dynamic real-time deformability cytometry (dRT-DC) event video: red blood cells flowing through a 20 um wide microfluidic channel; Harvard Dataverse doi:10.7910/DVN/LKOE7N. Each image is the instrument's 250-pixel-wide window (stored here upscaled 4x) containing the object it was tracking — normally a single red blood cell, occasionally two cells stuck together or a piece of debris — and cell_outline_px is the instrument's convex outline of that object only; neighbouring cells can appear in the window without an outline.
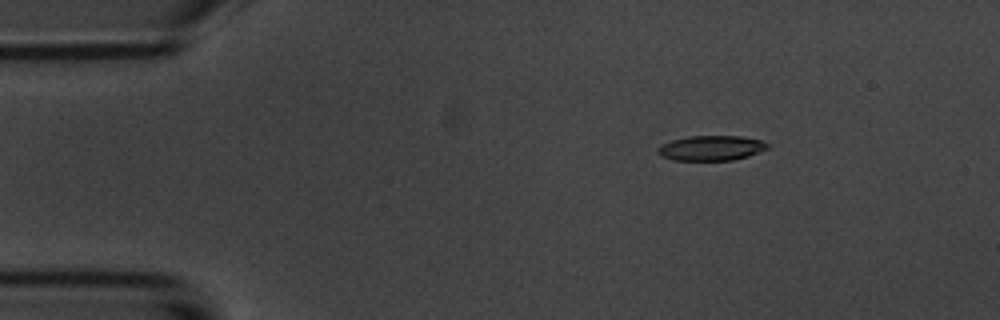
{"species": "common noctule bat (a hibernating species)", "species_latin": "Nyctalus noctula", "temperature_condition": "room temperature", "stored_images_in_passage": 3, "camera_frame_rate_fps": 3000, "um_per_image_px": 0.085, "animal": {"sex": "male", "body_mass_g": 20.1, "forearm_length_mm": 53.5}, "frame": {"image": 1, "passage_image": 2, "time_ms": 1.333, "image_size_px": [1000, 320], "cell_outline_px": [[768, 148], [748, 156], [732, 160], [672, 160], [660, 156], [656, 152], [656, 148], [660, 144], [672, 140], [688, 136], [740, 136], [760, 140], [768, 144]], "centroid_in_image_um": [60.38, 12.58], "position_along_channel_um": 24.6, "area_um2": 16.01}}